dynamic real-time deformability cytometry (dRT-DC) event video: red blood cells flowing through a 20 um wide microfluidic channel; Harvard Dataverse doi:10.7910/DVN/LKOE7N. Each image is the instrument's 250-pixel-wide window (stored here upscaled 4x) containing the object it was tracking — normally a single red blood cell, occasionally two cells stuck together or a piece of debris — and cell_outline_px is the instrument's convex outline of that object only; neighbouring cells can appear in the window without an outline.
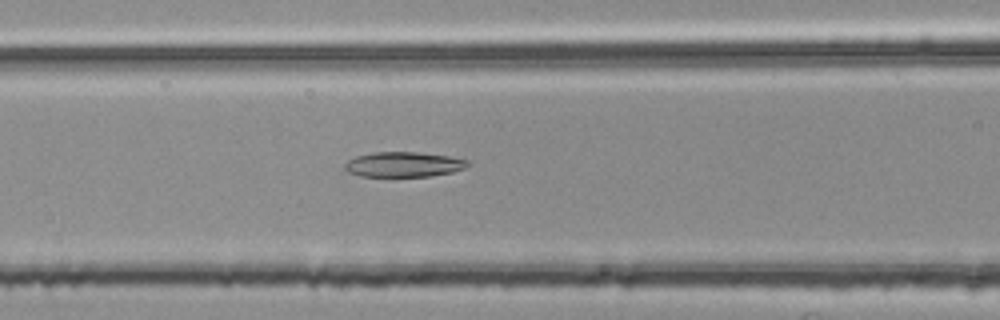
{"species": "common noctule bat (a hibernating species)", "species_latin": "Nyctalus noctula", "temperature_condition": "room temperature", "stored_images_in_passage": 45, "camera_frame_rate_fps": 3000, "um_per_image_px": 0.085, "animal": {"sex": "female", "body_mass_g": 25.1}, "frame": {"image": 1, "passage_image": 21, "time_ms": 6.667, "image_size_px": [1000, 320], "cell_outline_px": [[472, 164], [464, 168], [452, 172], [432, 176], [360, 176], [348, 172], [344, 168], [344, 164], [348, 160], [356, 156], [372, 152], [416, 152], [448, 156], [472, 160]], "centroid_in_image_um": [34.34, 13.97], "position_along_channel_um": 132.3, "area_um2": 18.09}}
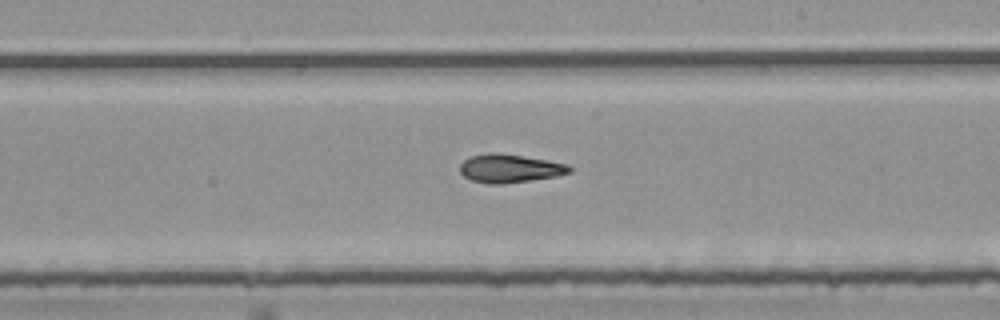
{"frame": {"image": 2, "passage_image": 30, "time_ms": 9.667, "image_size_px": [1000, 320], "cell_outline_px": [[572, 172], [556, 176], [504, 184], [488, 184], [472, 180], [464, 176], [460, 172], [460, 164], [468, 156], [492, 152], [500, 152], [548, 160], [568, 164], [572, 168]], "centroid_in_image_um": [43.32, 14.3], "position_along_channel_um": 245.7, "area_um2": 18.32}}
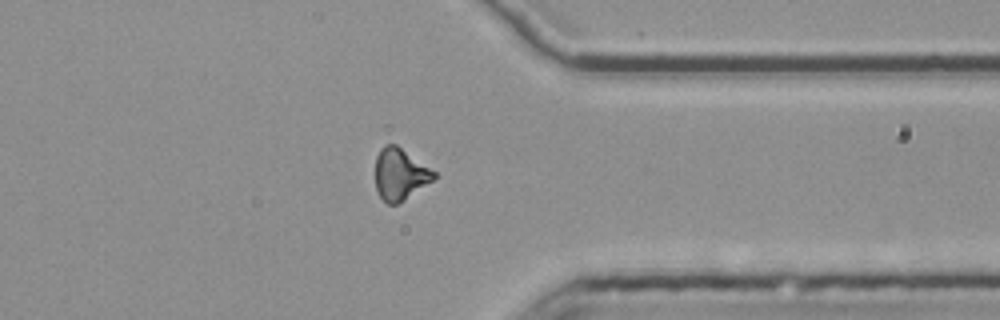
{"frame": {"image": 3, "passage_image": 41, "time_ms": 13.333, "image_size_px": [1000, 320], "cell_outline_px": [[436, 176], [432, 180], [396, 204], [388, 204], [380, 196], [376, 188], [376, 156], [380, 148], [384, 144], [396, 144], [436, 172]], "centroid_in_image_um": [33.97, 14.77], "position_along_channel_um": 377.4, "area_um2": 17.22}, "authors_computed_cell_mechanics": {"area_um2": 18.3804, "velocity_mm_per_s": 3.7888, "shape_relaxation_time_tau1_ms": null, "shape_relaxation_time_tau2_ms": 4.0226, "deformation_change_tau1": null, "deformation_change_tau2": 0.1286}}